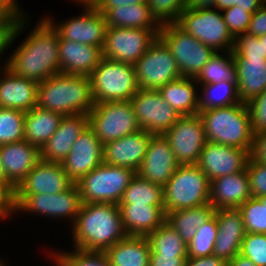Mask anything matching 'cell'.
<instances>
[{"label":"cell","instance_id":"cell-1","mask_svg":"<svg viewBox=\"0 0 266 266\" xmlns=\"http://www.w3.org/2000/svg\"><path fill=\"white\" fill-rule=\"evenodd\" d=\"M40 18L7 55L6 66L15 75L36 83L60 73L59 34L44 17Z\"/></svg>","mask_w":266,"mask_h":266},{"label":"cell","instance_id":"cell-2","mask_svg":"<svg viewBox=\"0 0 266 266\" xmlns=\"http://www.w3.org/2000/svg\"><path fill=\"white\" fill-rule=\"evenodd\" d=\"M72 248L105 252L124 239L119 206L111 203H82L72 225Z\"/></svg>","mask_w":266,"mask_h":266},{"label":"cell","instance_id":"cell-3","mask_svg":"<svg viewBox=\"0 0 266 266\" xmlns=\"http://www.w3.org/2000/svg\"><path fill=\"white\" fill-rule=\"evenodd\" d=\"M94 105L89 76L58 73L38 83L41 108L67 116L89 114Z\"/></svg>","mask_w":266,"mask_h":266},{"label":"cell","instance_id":"cell-4","mask_svg":"<svg viewBox=\"0 0 266 266\" xmlns=\"http://www.w3.org/2000/svg\"><path fill=\"white\" fill-rule=\"evenodd\" d=\"M207 141L250 150L253 139L247 104L238 103L198 113Z\"/></svg>","mask_w":266,"mask_h":266},{"label":"cell","instance_id":"cell-5","mask_svg":"<svg viewBox=\"0 0 266 266\" xmlns=\"http://www.w3.org/2000/svg\"><path fill=\"white\" fill-rule=\"evenodd\" d=\"M167 212L210 204V180L196 165H179L163 187Z\"/></svg>","mask_w":266,"mask_h":266},{"label":"cell","instance_id":"cell-6","mask_svg":"<svg viewBox=\"0 0 266 266\" xmlns=\"http://www.w3.org/2000/svg\"><path fill=\"white\" fill-rule=\"evenodd\" d=\"M136 172L128 167L102 163L80 178L75 185L82 203L118 205Z\"/></svg>","mask_w":266,"mask_h":266},{"label":"cell","instance_id":"cell-7","mask_svg":"<svg viewBox=\"0 0 266 266\" xmlns=\"http://www.w3.org/2000/svg\"><path fill=\"white\" fill-rule=\"evenodd\" d=\"M89 78L95 103L127 101L139 90L133 65L104 57Z\"/></svg>","mask_w":266,"mask_h":266},{"label":"cell","instance_id":"cell-8","mask_svg":"<svg viewBox=\"0 0 266 266\" xmlns=\"http://www.w3.org/2000/svg\"><path fill=\"white\" fill-rule=\"evenodd\" d=\"M82 201L74 184L67 191L58 194H13L14 214H32L43 218L70 221V228L79 213ZM53 218V219H52ZM61 219V220H60Z\"/></svg>","mask_w":266,"mask_h":266},{"label":"cell","instance_id":"cell-9","mask_svg":"<svg viewBox=\"0 0 266 266\" xmlns=\"http://www.w3.org/2000/svg\"><path fill=\"white\" fill-rule=\"evenodd\" d=\"M175 24L216 52H228L234 48L235 38L230 33L221 10L185 9Z\"/></svg>","mask_w":266,"mask_h":266},{"label":"cell","instance_id":"cell-10","mask_svg":"<svg viewBox=\"0 0 266 266\" xmlns=\"http://www.w3.org/2000/svg\"><path fill=\"white\" fill-rule=\"evenodd\" d=\"M158 37L170 49L182 77L195 78L203 66L217 53L175 23L161 26Z\"/></svg>","mask_w":266,"mask_h":266},{"label":"cell","instance_id":"cell-11","mask_svg":"<svg viewBox=\"0 0 266 266\" xmlns=\"http://www.w3.org/2000/svg\"><path fill=\"white\" fill-rule=\"evenodd\" d=\"M88 127L103 145L140 130L130 100L95 103Z\"/></svg>","mask_w":266,"mask_h":266},{"label":"cell","instance_id":"cell-12","mask_svg":"<svg viewBox=\"0 0 266 266\" xmlns=\"http://www.w3.org/2000/svg\"><path fill=\"white\" fill-rule=\"evenodd\" d=\"M133 67L139 89L158 90L182 77L170 49L159 37Z\"/></svg>","mask_w":266,"mask_h":266},{"label":"cell","instance_id":"cell-13","mask_svg":"<svg viewBox=\"0 0 266 266\" xmlns=\"http://www.w3.org/2000/svg\"><path fill=\"white\" fill-rule=\"evenodd\" d=\"M157 38L155 29L107 27L102 56L134 65Z\"/></svg>","mask_w":266,"mask_h":266},{"label":"cell","instance_id":"cell-14","mask_svg":"<svg viewBox=\"0 0 266 266\" xmlns=\"http://www.w3.org/2000/svg\"><path fill=\"white\" fill-rule=\"evenodd\" d=\"M49 15L42 16L58 32L59 39L103 48L107 23L104 14L98 8L85 7L81 14L68 17L62 22H57Z\"/></svg>","mask_w":266,"mask_h":266},{"label":"cell","instance_id":"cell-15","mask_svg":"<svg viewBox=\"0 0 266 266\" xmlns=\"http://www.w3.org/2000/svg\"><path fill=\"white\" fill-rule=\"evenodd\" d=\"M130 104L140 129L153 135L164 134L181 117L158 90L139 89Z\"/></svg>","mask_w":266,"mask_h":266},{"label":"cell","instance_id":"cell-16","mask_svg":"<svg viewBox=\"0 0 266 266\" xmlns=\"http://www.w3.org/2000/svg\"><path fill=\"white\" fill-rule=\"evenodd\" d=\"M163 135L180 165L197 164L207 143L203 123L198 114L181 116Z\"/></svg>","mask_w":266,"mask_h":266},{"label":"cell","instance_id":"cell-17","mask_svg":"<svg viewBox=\"0 0 266 266\" xmlns=\"http://www.w3.org/2000/svg\"><path fill=\"white\" fill-rule=\"evenodd\" d=\"M248 160L249 150L207 141L196 165L212 181L221 176L243 171Z\"/></svg>","mask_w":266,"mask_h":266},{"label":"cell","instance_id":"cell-18","mask_svg":"<svg viewBox=\"0 0 266 266\" xmlns=\"http://www.w3.org/2000/svg\"><path fill=\"white\" fill-rule=\"evenodd\" d=\"M103 163V144L87 127L73 144L69 155L61 163L74 184Z\"/></svg>","mask_w":266,"mask_h":266},{"label":"cell","instance_id":"cell-19","mask_svg":"<svg viewBox=\"0 0 266 266\" xmlns=\"http://www.w3.org/2000/svg\"><path fill=\"white\" fill-rule=\"evenodd\" d=\"M179 165L164 135H152L145 157L136 174L164 187Z\"/></svg>","mask_w":266,"mask_h":266},{"label":"cell","instance_id":"cell-20","mask_svg":"<svg viewBox=\"0 0 266 266\" xmlns=\"http://www.w3.org/2000/svg\"><path fill=\"white\" fill-rule=\"evenodd\" d=\"M74 185L59 162L41 160L15 189L14 194H58Z\"/></svg>","mask_w":266,"mask_h":266},{"label":"cell","instance_id":"cell-21","mask_svg":"<svg viewBox=\"0 0 266 266\" xmlns=\"http://www.w3.org/2000/svg\"><path fill=\"white\" fill-rule=\"evenodd\" d=\"M142 129L103 145V163L123 166L137 172L147 152L151 136Z\"/></svg>","mask_w":266,"mask_h":266},{"label":"cell","instance_id":"cell-22","mask_svg":"<svg viewBox=\"0 0 266 266\" xmlns=\"http://www.w3.org/2000/svg\"><path fill=\"white\" fill-rule=\"evenodd\" d=\"M0 160L6 180L16 189L41 160V148L26 140L0 146Z\"/></svg>","mask_w":266,"mask_h":266},{"label":"cell","instance_id":"cell-23","mask_svg":"<svg viewBox=\"0 0 266 266\" xmlns=\"http://www.w3.org/2000/svg\"><path fill=\"white\" fill-rule=\"evenodd\" d=\"M38 83L15 75L7 67L0 69V108L27 113L37 106Z\"/></svg>","mask_w":266,"mask_h":266},{"label":"cell","instance_id":"cell-24","mask_svg":"<svg viewBox=\"0 0 266 266\" xmlns=\"http://www.w3.org/2000/svg\"><path fill=\"white\" fill-rule=\"evenodd\" d=\"M88 127V114L64 116L52 137L41 148V158L47 162H59L69 155L79 135Z\"/></svg>","mask_w":266,"mask_h":266},{"label":"cell","instance_id":"cell-25","mask_svg":"<svg viewBox=\"0 0 266 266\" xmlns=\"http://www.w3.org/2000/svg\"><path fill=\"white\" fill-rule=\"evenodd\" d=\"M251 198L246 169L210 181V204L215 210L238 209Z\"/></svg>","mask_w":266,"mask_h":266},{"label":"cell","instance_id":"cell-26","mask_svg":"<svg viewBox=\"0 0 266 266\" xmlns=\"http://www.w3.org/2000/svg\"><path fill=\"white\" fill-rule=\"evenodd\" d=\"M102 58L100 47L59 39L60 73L89 76Z\"/></svg>","mask_w":266,"mask_h":266},{"label":"cell","instance_id":"cell-27","mask_svg":"<svg viewBox=\"0 0 266 266\" xmlns=\"http://www.w3.org/2000/svg\"><path fill=\"white\" fill-rule=\"evenodd\" d=\"M122 225L127 236H148L166 220L164 206L119 203Z\"/></svg>","mask_w":266,"mask_h":266},{"label":"cell","instance_id":"cell-28","mask_svg":"<svg viewBox=\"0 0 266 266\" xmlns=\"http://www.w3.org/2000/svg\"><path fill=\"white\" fill-rule=\"evenodd\" d=\"M240 103L248 104L266 90V59L233 58Z\"/></svg>","mask_w":266,"mask_h":266},{"label":"cell","instance_id":"cell-29","mask_svg":"<svg viewBox=\"0 0 266 266\" xmlns=\"http://www.w3.org/2000/svg\"><path fill=\"white\" fill-rule=\"evenodd\" d=\"M99 10L104 14L107 27L155 29L159 33L162 26L147 3L101 7Z\"/></svg>","mask_w":266,"mask_h":266},{"label":"cell","instance_id":"cell-30","mask_svg":"<svg viewBox=\"0 0 266 266\" xmlns=\"http://www.w3.org/2000/svg\"><path fill=\"white\" fill-rule=\"evenodd\" d=\"M194 78L180 77L160 87L158 92L180 116L198 114L199 85Z\"/></svg>","mask_w":266,"mask_h":266},{"label":"cell","instance_id":"cell-31","mask_svg":"<svg viewBox=\"0 0 266 266\" xmlns=\"http://www.w3.org/2000/svg\"><path fill=\"white\" fill-rule=\"evenodd\" d=\"M150 252L146 236H126L104 253L110 266H149Z\"/></svg>","mask_w":266,"mask_h":266},{"label":"cell","instance_id":"cell-32","mask_svg":"<svg viewBox=\"0 0 266 266\" xmlns=\"http://www.w3.org/2000/svg\"><path fill=\"white\" fill-rule=\"evenodd\" d=\"M64 115L36 106L24 120V140L42 148L60 125Z\"/></svg>","mask_w":266,"mask_h":266},{"label":"cell","instance_id":"cell-33","mask_svg":"<svg viewBox=\"0 0 266 266\" xmlns=\"http://www.w3.org/2000/svg\"><path fill=\"white\" fill-rule=\"evenodd\" d=\"M211 204L166 213V222L175 229L186 244L195 236L197 229L215 214Z\"/></svg>","mask_w":266,"mask_h":266},{"label":"cell","instance_id":"cell-34","mask_svg":"<svg viewBox=\"0 0 266 266\" xmlns=\"http://www.w3.org/2000/svg\"><path fill=\"white\" fill-rule=\"evenodd\" d=\"M233 57V51L215 53L194 78L195 81L198 85L217 84L224 81L237 83L236 67Z\"/></svg>","mask_w":266,"mask_h":266},{"label":"cell","instance_id":"cell-35","mask_svg":"<svg viewBox=\"0 0 266 266\" xmlns=\"http://www.w3.org/2000/svg\"><path fill=\"white\" fill-rule=\"evenodd\" d=\"M199 90L198 113L240 103L237 83H209L200 85Z\"/></svg>","mask_w":266,"mask_h":266},{"label":"cell","instance_id":"cell-36","mask_svg":"<svg viewBox=\"0 0 266 266\" xmlns=\"http://www.w3.org/2000/svg\"><path fill=\"white\" fill-rule=\"evenodd\" d=\"M150 255L188 256L187 244L166 221L147 236Z\"/></svg>","mask_w":266,"mask_h":266},{"label":"cell","instance_id":"cell-37","mask_svg":"<svg viewBox=\"0 0 266 266\" xmlns=\"http://www.w3.org/2000/svg\"><path fill=\"white\" fill-rule=\"evenodd\" d=\"M120 203L164 206L163 186L152 183L136 174L125 189Z\"/></svg>","mask_w":266,"mask_h":266},{"label":"cell","instance_id":"cell-38","mask_svg":"<svg viewBox=\"0 0 266 266\" xmlns=\"http://www.w3.org/2000/svg\"><path fill=\"white\" fill-rule=\"evenodd\" d=\"M70 250H48L49 253H46V256L51 257L52 263H55L54 266H110L104 252L84 251L75 248Z\"/></svg>","mask_w":266,"mask_h":266},{"label":"cell","instance_id":"cell-39","mask_svg":"<svg viewBox=\"0 0 266 266\" xmlns=\"http://www.w3.org/2000/svg\"><path fill=\"white\" fill-rule=\"evenodd\" d=\"M218 235L217 219L214 215L197 229L195 236L187 244L188 257H205L213 254Z\"/></svg>","mask_w":266,"mask_h":266},{"label":"cell","instance_id":"cell-40","mask_svg":"<svg viewBox=\"0 0 266 266\" xmlns=\"http://www.w3.org/2000/svg\"><path fill=\"white\" fill-rule=\"evenodd\" d=\"M26 113L9 108H0V146L24 140Z\"/></svg>","mask_w":266,"mask_h":266},{"label":"cell","instance_id":"cell-41","mask_svg":"<svg viewBox=\"0 0 266 266\" xmlns=\"http://www.w3.org/2000/svg\"><path fill=\"white\" fill-rule=\"evenodd\" d=\"M238 210L242 214L246 233L266 234V206L258 198H250Z\"/></svg>","mask_w":266,"mask_h":266},{"label":"cell","instance_id":"cell-42","mask_svg":"<svg viewBox=\"0 0 266 266\" xmlns=\"http://www.w3.org/2000/svg\"><path fill=\"white\" fill-rule=\"evenodd\" d=\"M27 18L29 19L30 17L25 15L18 20L0 18V58H3L6 50L8 51L10 46H13L12 44L18 39V36H21L22 33L26 31L30 23ZM1 60L2 59H0V69L7 66V59L5 63Z\"/></svg>","mask_w":266,"mask_h":266},{"label":"cell","instance_id":"cell-43","mask_svg":"<svg viewBox=\"0 0 266 266\" xmlns=\"http://www.w3.org/2000/svg\"><path fill=\"white\" fill-rule=\"evenodd\" d=\"M186 0H147L152 15L161 24L175 23L185 10Z\"/></svg>","mask_w":266,"mask_h":266},{"label":"cell","instance_id":"cell-44","mask_svg":"<svg viewBox=\"0 0 266 266\" xmlns=\"http://www.w3.org/2000/svg\"><path fill=\"white\" fill-rule=\"evenodd\" d=\"M240 255L250 259L256 266H266V234L246 233Z\"/></svg>","mask_w":266,"mask_h":266},{"label":"cell","instance_id":"cell-45","mask_svg":"<svg viewBox=\"0 0 266 266\" xmlns=\"http://www.w3.org/2000/svg\"><path fill=\"white\" fill-rule=\"evenodd\" d=\"M218 233L235 234L243 240L246 231L242 214L238 209H219L215 211Z\"/></svg>","mask_w":266,"mask_h":266},{"label":"cell","instance_id":"cell-46","mask_svg":"<svg viewBox=\"0 0 266 266\" xmlns=\"http://www.w3.org/2000/svg\"><path fill=\"white\" fill-rule=\"evenodd\" d=\"M225 23L234 38L247 32L251 21V12H247L238 6L222 10Z\"/></svg>","mask_w":266,"mask_h":266},{"label":"cell","instance_id":"cell-47","mask_svg":"<svg viewBox=\"0 0 266 266\" xmlns=\"http://www.w3.org/2000/svg\"><path fill=\"white\" fill-rule=\"evenodd\" d=\"M233 58H263V41L258 36L249 35L247 33L240 34L235 38L233 48Z\"/></svg>","mask_w":266,"mask_h":266},{"label":"cell","instance_id":"cell-48","mask_svg":"<svg viewBox=\"0 0 266 266\" xmlns=\"http://www.w3.org/2000/svg\"><path fill=\"white\" fill-rule=\"evenodd\" d=\"M251 198L266 195V165L248 160L246 166Z\"/></svg>","mask_w":266,"mask_h":266},{"label":"cell","instance_id":"cell-49","mask_svg":"<svg viewBox=\"0 0 266 266\" xmlns=\"http://www.w3.org/2000/svg\"><path fill=\"white\" fill-rule=\"evenodd\" d=\"M242 240L235 234L218 233L213 254L229 262L240 254Z\"/></svg>","mask_w":266,"mask_h":266},{"label":"cell","instance_id":"cell-50","mask_svg":"<svg viewBox=\"0 0 266 266\" xmlns=\"http://www.w3.org/2000/svg\"><path fill=\"white\" fill-rule=\"evenodd\" d=\"M253 133L266 131V90L247 104Z\"/></svg>","mask_w":266,"mask_h":266},{"label":"cell","instance_id":"cell-51","mask_svg":"<svg viewBox=\"0 0 266 266\" xmlns=\"http://www.w3.org/2000/svg\"><path fill=\"white\" fill-rule=\"evenodd\" d=\"M249 160L266 165V131L253 133Z\"/></svg>","mask_w":266,"mask_h":266},{"label":"cell","instance_id":"cell-52","mask_svg":"<svg viewBox=\"0 0 266 266\" xmlns=\"http://www.w3.org/2000/svg\"><path fill=\"white\" fill-rule=\"evenodd\" d=\"M246 33L253 36H262L266 34V4H263L252 14Z\"/></svg>","mask_w":266,"mask_h":266},{"label":"cell","instance_id":"cell-53","mask_svg":"<svg viewBox=\"0 0 266 266\" xmlns=\"http://www.w3.org/2000/svg\"><path fill=\"white\" fill-rule=\"evenodd\" d=\"M25 15L17 0H0V18L18 20Z\"/></svg>","mask_w":266,"mask_h":266},{"label":"cell","instance_id":"cell-54","mask_svg":"<svg viewBox=\"0 0 266 266\" xmlns=\"http://www.w3.org/2000/svg\"><path fill=\"white\" fill-rule=\"evenodd\" d=\"M13 195L0 184V221L14 217Z\"/></svg>","mask_w":266,"mask_h":266},{"label":"cell","instance_id":"cell-55","mask_svg":"<svg viewBox=\"0 0 266 266\" xmlns=\"http://www.w3.org/2000/svg\"><path fill=\"white\" fill-rule=\"evenodd\" d=\"M188 256L150 255L149 266H184Z\"/></svg>","mask_w":266,"mask_h":266},{"label":"cell","instance_id":"cell-56","mask_svg":"<svg viewBox=\"0 0 266 266\" xmlns=\"http://www.w3.org/2000/svg\"><path fill=\"white\" fill-rule=\"evenodd\" d=\"M227 263L222 258L212 254L205 257H187L184 266H227Z\"/></svg>","mask_w":266,"mask_h":266},{"label":"cell","instance_id":"cell-57","mask_svg":"<svg viewBox=\"0 0 266 266\" xmlns=\"http://www.w3.org/2000/svg\"><path fill=\"white\" fill-rule=\"evenodd\" d=\"M216 8V0H186L185 9L200 10Z\"/></svg>","mask_w":266,"mask_h":266},{"label":"cell","instance_id":"cell-58","mask_svg":"<svg viewBox=\"0 0 266 266\" xmlns=\"http://www.w3.org/2000/svg\"><path fill=\"white\" fill-rule=\"evenodd\" d=\"M141 3H147V0H98V9L101 7H121Z\"/></svg>","mask_w":266,"mask_h":266},{"label":"cell","instance_id":"cell-59","mask_svg":"<svg viewBox=\"0 0 266 266\" xmlns=\"http://www.w3.org/2000/svg\"><path fill=\"white\" fill-rule=\"evenodd\" d=\"M263 5L261 0H239V8L244 9L252 14L257 11Z\"/></svg>","mask_w":266,"mask_h":266},{"label":"cell","instance_id":"cell-60","mask_svg":"<svg viewBox=\"0 0 266 266\" xmlns=\"http://www.w3.org/2000/svg\"><path fill=\"white\" fill-rule=\"evenodd\" d=\"M227 266H256L250 259L238 254L231 259Z\"/></svg>","mask_w":266,"mask_h":266},{"label":"cell","instance_id":"cell-61","mask_svg":"<svg viewBox=\"0 0 266 266\" xmlns=\"http://www.w3.org/2000/svg\"><path fill=\"white\" fill-rule=\"evenodd\" d=\"M236 5H239V0H216V9L221 11Z\"/></svg>","mask_w":266,"mask_h":266},{"label":"cell","instance_id":"cell-62","mask_svg":"<svg viewBox=\"0 0 266 266\" xmlns=\"http://www.w3.org/2000/svg\"><path fill=\"white\" fill-rule=\"evenodd\" d=\"M0 184H2L12 195L14 194L15 188L6 180L1 160H0Z\"/></svg>","mask_w":266,"mask_h":266},{"label":"cell","instance_id":"cell-63","mask_svg":"<svg viewBox=\"0 0 266 266\" xmlns=\"http://www.w3.org/2000/svg\"><path fill=\"white\" fill-rule=\"evenodd\" d=\"M78 5L84 7H95L98 8V0H71Z\"/></svg>","mask_w":266,"mask_h":266},{"label":"cell","instance_id":"cell-64","mask_svg":"<svg viewBox=\"0 0 266 266\" xmlns=\"http://www.w3.org/2000/svg\"><path fill=\"white\" fill-rule=\"evenodd\" d=\"M258 37L260 41H263V58L266 59V34Z\"/></svg>","mask_w":266,"mask_h":266},{"label":"cell","instance_id":"cell-65","mask_svg":"<svg viewBox=\"0 0 266 266\" xmlns=\"http://www.w3.org/2000/svg\"><path fill=\"white\" fill-rule=\"evenodd\" d=\"M258 199L260 200V202H261L264 206H266V195H264V196H260V197H258Z\"/></svg>","mask_w":266,"mask_h":266},{"label":"cell","instance_id":"cell-66","mask_svg":"<svg viewBox=\"0 0 266 266\" xmlns=\"http://www.w3.org/2000/svg\"><path fill=\"white\" fill-rule=\"evenodd\" d=\"M5 258L1 257L0 258V266H7V260L4 262Z\"/></svg>","mask_w":266,"mask_h":266},{"label":"cell","instance_id":"cell-67","mask_svg":"<svg viewBox=\"0 0 266 266\" xmlns=\"http://www.w3.org/2000/svg\"><path fill=\"white\" fill-rule=\"evenodd\" d=\"M263 4H266V0H261Z\"/></svg>","mask_w":266,"mask_h":266}]
</instances>
